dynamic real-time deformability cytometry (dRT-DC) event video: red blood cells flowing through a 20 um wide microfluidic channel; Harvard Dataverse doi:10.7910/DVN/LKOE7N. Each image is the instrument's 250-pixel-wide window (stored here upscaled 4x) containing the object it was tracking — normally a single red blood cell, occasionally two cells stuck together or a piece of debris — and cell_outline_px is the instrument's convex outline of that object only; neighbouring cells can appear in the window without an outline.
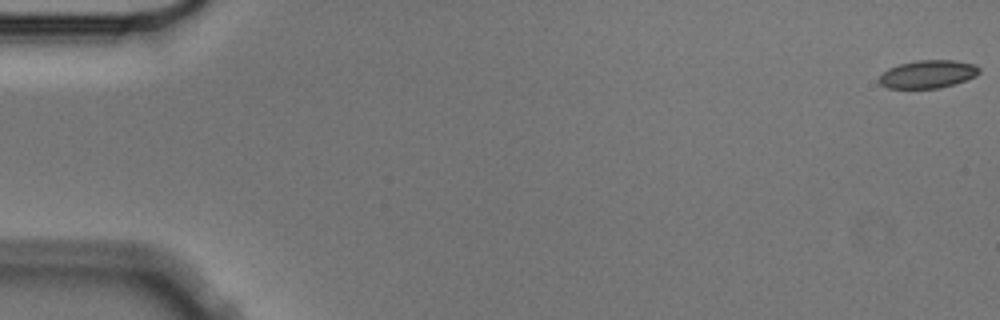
{"species": "Egyptian fruit bat (a non-hibernating species)", "species_latin": "Rousettus aegyptiacus", "temperature_condition": "cold", "stored_images_in_passage": 11, "camera_frame_rate_fps": 3000, "um_per_image_px": 0.085, "animal": {"sex": "male"}, "frame": {"image": 1, "passage_image": 1, "time_ms": 0.0, "image_size_px": [1000, 320], "cell_outline_px": [[980, 72], [976, 76], [940, 88], [888, 88], [880, 84], [876, 80], [888, 68], [900, 64], [916, 60], [956, 60], [976, 64], [980, 68]], "centroid_in_image_um": [78.86, 6.29], "position_along_channel_um": 6.1, "area_um2": 16.36}}
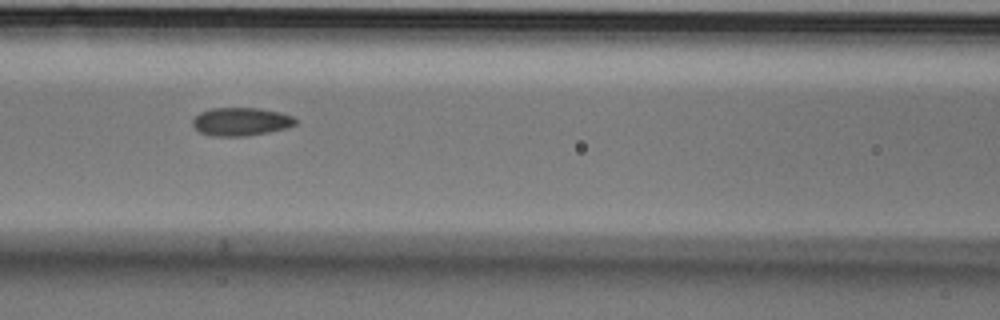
{"frame": {"image": 2, "passage_image": 7, "time_ms": 2.0, "image_size_px": [1000, 320], "cell_outline_px": [[296, 124], [284, 128], [268, 132], [244, 136], [212, 136], [200, 132], [192, 124], [192, 120], [200, 112], [212, 108], [260, 108], [280, 112], [292, 116], [296, 120]], "centroid_in_image_um": [20.46, 10.33], "position_along_channel_um": 146.1, "area_um2": 16.76}}
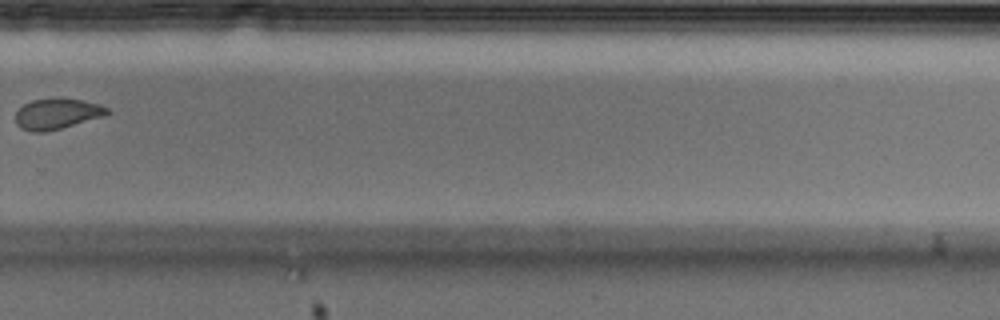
{"frame": {"image": 3, "passage_image": 11, "time_ms": 3.333, "image_size_px": [1000, 320], "cell_outline_px": [[112, 112], [104, 116], [60, 128], [44, 132], [32, 132], [20, 128], [16, 124], [16, 112], [24, 104], [32, 100], [60, 96], [84, 100], [100, 104], [108, 108]], "centroid_in_image_um": [4.86, 9.64], "position_along_channel_um": 324.9, "area_um2": 16.7}}